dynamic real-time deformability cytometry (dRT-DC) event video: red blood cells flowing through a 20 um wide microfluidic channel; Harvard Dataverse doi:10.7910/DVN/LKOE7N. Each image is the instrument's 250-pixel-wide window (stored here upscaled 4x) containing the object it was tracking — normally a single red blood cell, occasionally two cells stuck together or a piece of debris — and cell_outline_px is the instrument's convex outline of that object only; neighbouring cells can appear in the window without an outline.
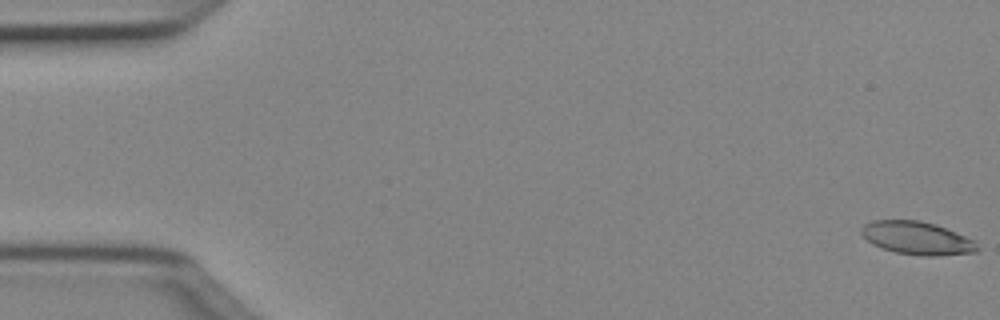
{"species": "Egyptian fruit bat (a non-hibernating species)", "species_latin": "Rousettus aegyptiacus", "temperature_condition": "cold", "stored_images_in_passage": 51, "camera_frame_rate_fps": 3000, "um_per_image_px": 0.085, "animal": {"sex": "female"}, "frame": {"image": 1, "passage_image": 1, "time_ms": 0.0, "image_size_px": [1000, 320], "cell_outline_px": [[980, 248], [976, 252], [936, 256], [924, 256], [896, 252], [872, 244], [860, 232], [860, 228], [864, 224], [872, 220], [920, 220], [936, 224], [976, 240]], "centroid_in_image_um": [77.98, 20.23], "position_along_channel_um": 7.0, "area_um2": 22.43}}
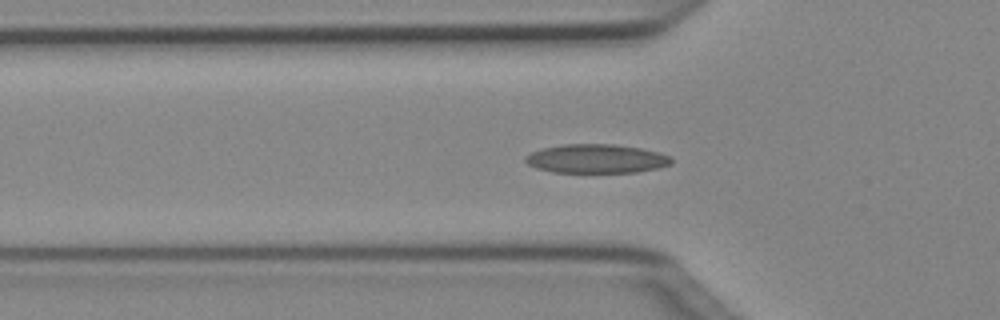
{"frame": {"image": 2, "passage_image": 17, "time_ms": 5.333, "image_size_px": [1000, 320], "cell_outline_px": [[672, 164], [660, 168], [636, 172], [552, 172], [536, 168], [528, 164], [524, 160], [524, 156], [540, 148], [564, 144], [612, 144], [640, 148], [672, 156]], "centroid_in_image_um": [50.68, 13.49], "position_along_channel_um": 75.1, "area_um2": 24.68}}
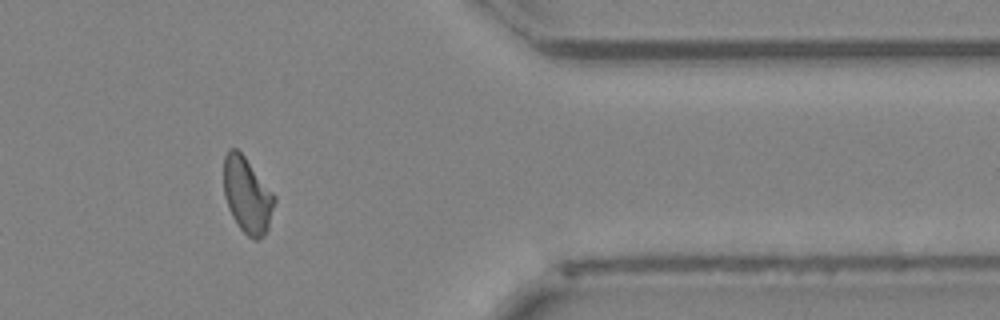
{"frame": {"image": 3, "passage_image": 42, "time_ms": 13.667, "image_size_px": [1000, 320], "cell_outline_px": [[276, 200], [268, 228], [264, 236], [260, 240], [252, 240], [240, 228], [232, 216], [228, 208], [224, 196], [224, 156], [228, 148], [236, 148], [244, 156], [276, 196]], "centroid_in_image_um": [21.01, 16.61], "position_along_channel_um": 390.4, "area_um2": 22.48}, "authors_computed_cell_mechanics": {"area_um2": 22.5998, "velocity_mm_per_s": 4.0294, "shape_relaxation_time_tau1_ms": 5.247, "shape_relaxation_time_tau2_ms": 3.466, "deformation_change_tau1": 0.1589, "deformation_change_tau2": 0.0764}}